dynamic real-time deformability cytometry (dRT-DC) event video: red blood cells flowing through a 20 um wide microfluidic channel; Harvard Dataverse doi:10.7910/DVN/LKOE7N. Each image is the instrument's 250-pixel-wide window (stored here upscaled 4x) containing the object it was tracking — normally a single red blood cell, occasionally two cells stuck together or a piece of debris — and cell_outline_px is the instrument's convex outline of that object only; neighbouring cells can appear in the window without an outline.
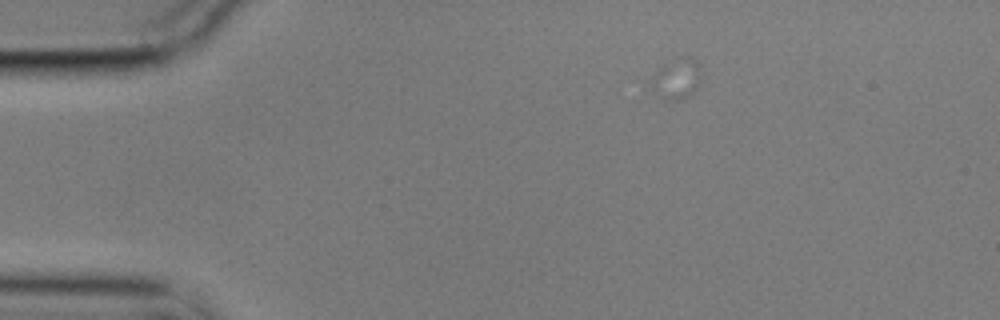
{"species": "common noctule bat (a hibernating species)", "species_latin": "Nyctalus noctula", "temperature_condition": "cold", "stored_images_in_passage": 1, "camera_frame_rate_fps": 3000, "um_per_image_px": 0.085, "animal": {"sex": "male", "body_mass_g": 17.9}, "frame": {"image": 1, "passage_image": 1, "time_ms": 0.0, "image_size_px": [1000, 320], "cell_outline_px": [[700, 80], [696, 88], [688, 96], [680, 100], [672, 100], [664, 96], [652, 88], [652, 84], [656, 68], [680, 56], [692, 56], [700, 64]], "centroid_in_image_um": [57.58, 6.62], "position_along_channel_um": 27.4, "area_um2": 11.56}}